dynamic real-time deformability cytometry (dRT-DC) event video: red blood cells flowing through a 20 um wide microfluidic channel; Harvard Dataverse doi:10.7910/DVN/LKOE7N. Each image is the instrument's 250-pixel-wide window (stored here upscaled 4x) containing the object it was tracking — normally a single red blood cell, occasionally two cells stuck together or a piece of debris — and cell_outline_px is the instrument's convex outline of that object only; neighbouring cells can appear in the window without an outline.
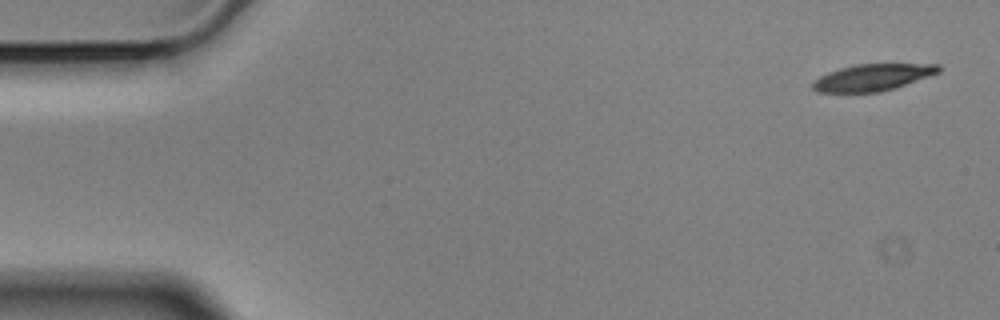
{"species": "Egyptian fruit bat (a non-hibernating species)", "species_latin": "Rousettus aegyptiacus", "temperature_condition": "cold", "stored_images_in_passage": 56, "camera_frame_rate_fps": 3000, "um_per_image_px": 0.085, "animal": {"sex": "male"}, "frame": {"image": 1, "passage_image": 1, "time_ms": 0.0, "image_size_px": [1000, 320], "cell_outline_px": [[940, 72], [880, 92], [816, 92], [812, 88], [812, 84], [820, 76], [828, 72], [840, 68], [856, 64], [940, 64]], "centroid_in_image_um": [74.14, 6.57], "position_along_channel_um": 10.9, "area_um2": 19.25}}
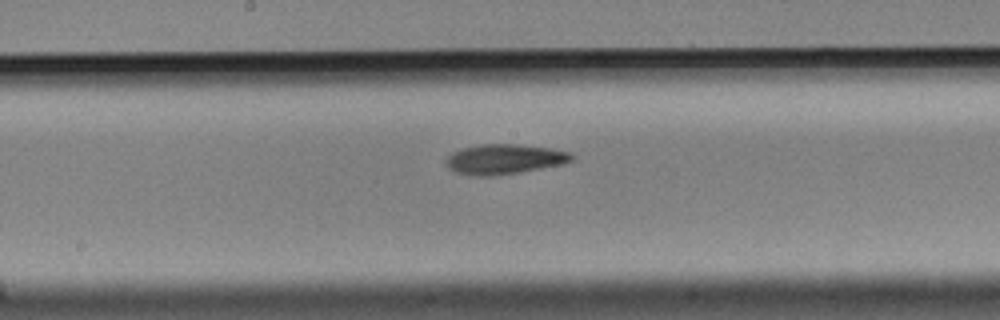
{"frame": {"image": 2, "passage_image": 28, "time_ms": 9.0, "image_size_px": [1000, 320], "cell_outline_px": [[576, 156], [572, 160], [560, 164], [520, 172], [492, 176], [468, 176], [456, 172], [448, 168], [444, 164], [444, 160], [452, 152], [464, 148], [480, 144], [516, 144], [552, 148], [568, 152]], "centroid_in_image_um": [42.82, 13.53], "position_along_channel_um": 205.4, "area_um2": 22.02}}
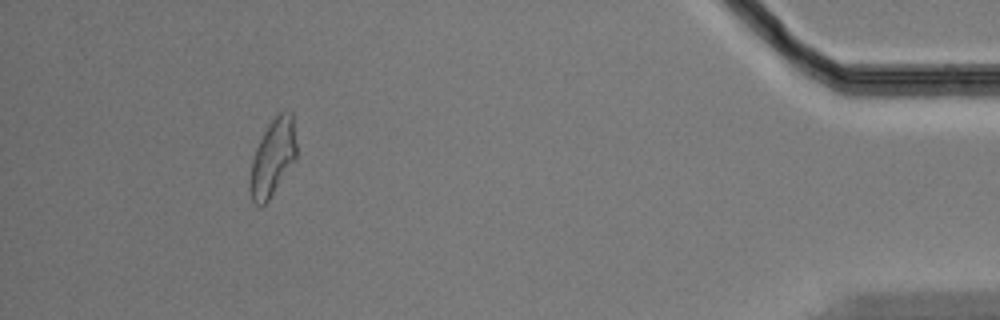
{"frame": {"image": 3, "passage_image": 51, "time_ms": 16.667, "image_size_px": [1000, 320], "cell_outline_px": [[296, 160], [268, 200], [264, 204], [256, 204], [252, 200], [252, 160], [256, 148], [268, 124], [284, 108], [292, 112], [296, 144]], "centroid_in_image_um": [23.24, 13.31], "position_along_channel_um": 412.0, "area_um2": 20.17}, "authors_computed_cell_mechanics": {"area_um2": 21.2704, "velocity_mm_per_s": 3.4996, "shape_relaxation_time_tau1_ms": 4.422, "shape_relaxation_time_tau2_ms": null, "deformation_change_tau1": 0.1615, "deformation_change_tau2": null}}